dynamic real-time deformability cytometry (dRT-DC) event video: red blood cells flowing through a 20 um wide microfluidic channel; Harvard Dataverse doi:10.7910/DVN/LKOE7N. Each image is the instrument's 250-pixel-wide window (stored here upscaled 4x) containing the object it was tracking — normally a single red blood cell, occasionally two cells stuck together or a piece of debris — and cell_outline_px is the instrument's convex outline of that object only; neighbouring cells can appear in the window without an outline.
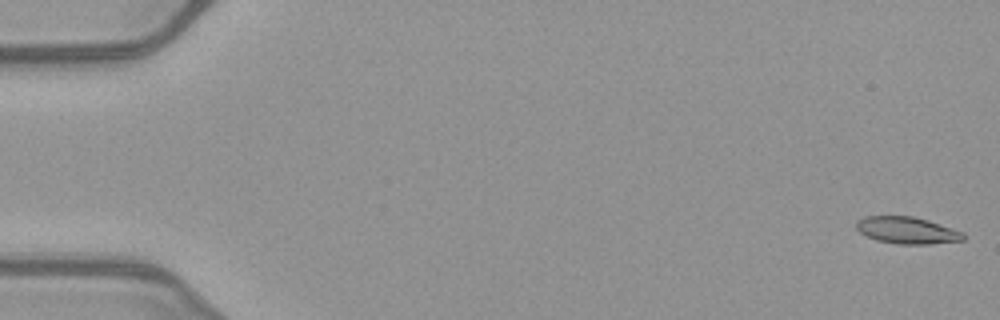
{"species": "common noctule bat (a hibernating species)", "species_latin": "Nyctalus noctula", "temperature_condition": "warm", "stored_images_in_passage": 51, "camera_frame_rate_fps": 3000, "um_per_image_px": 0.085, "animal": {"sex": "female", "body_mass_g": 21.9}, "frame": {"image": 1, "passage_image": 1, "time_ms": 0.0, "image_size_px": [1000, 320], "cell_outline_px": [[964, 240], [928, 244], [896, 244], [876, 240], [860, 232], [856, 228], [856, 220], [864, 216], [912, 216], [928, 220], [964, 232]], "centroid_in_image_um": [77.08, 19.57], "position_along_channel_um": 7.9, "area_um2": 16.76}}
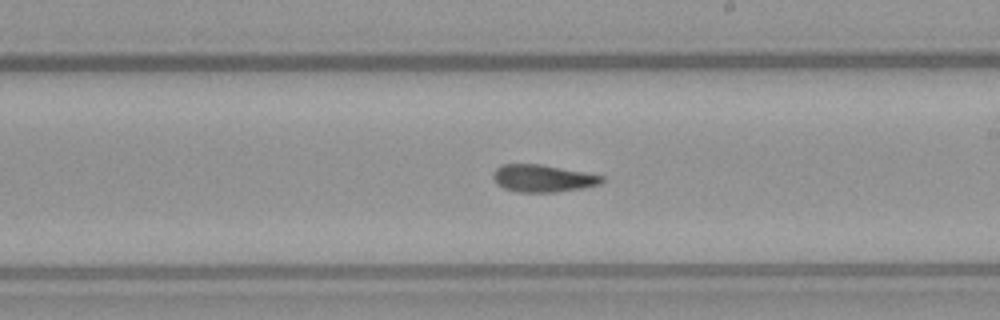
{"frame": {"image": 2, "passage_image": 30, "time_ms": 9.667, "image_size_px": [1000, 320], "cell_outline_px": [[604, 180], [600, 184], [584, 188], [556, 192], [516, 192], [504, 188], [496, 184], [492, 176], [492, 172], [500, 164], [540, 164], [584, 172], [604, 176]], "centroid_in_image_um": [46.11, 15.16], "position_along_channel_um": 242.9, "area_um2": 17.46}}
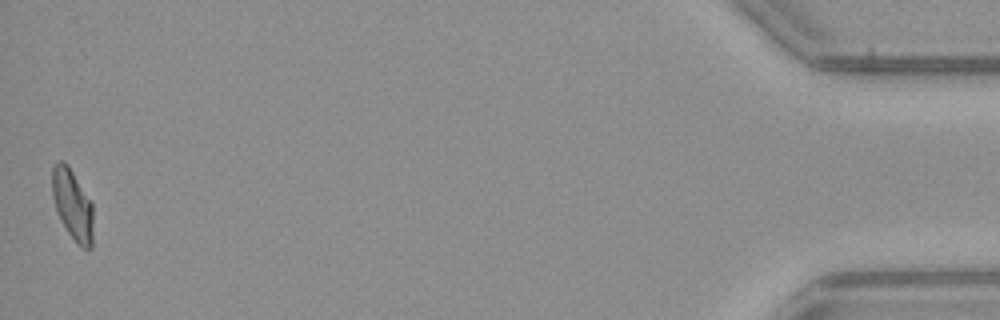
{"frame": {"image": 3, "passage_image": 51, "time_ms": 16.667, "image_size_px": [1000, 320], "cell_outline_px": [[92, 248], [88, 252], [80, 248], [68, 232], [56, 208], [52, 196], [52, 168], [56, 160], [64, 160], [68, 164], [92, 204]], "centroid_in_image_um": [6.16, 17.4], "position_along_channel_um": 429.0, "area_um2": 16.82}, "authors_computed_cell_mechanics": {"area_um2": 17.4556, "velocity_mm_per_s": 4.0433, "shape_relaxation_time_tau1_ms": null, "shape_relaxation_time_tau2_ms": 4.2972, "deformation_change_tau1": null, "deformation_change_tau2": 0.1177}}